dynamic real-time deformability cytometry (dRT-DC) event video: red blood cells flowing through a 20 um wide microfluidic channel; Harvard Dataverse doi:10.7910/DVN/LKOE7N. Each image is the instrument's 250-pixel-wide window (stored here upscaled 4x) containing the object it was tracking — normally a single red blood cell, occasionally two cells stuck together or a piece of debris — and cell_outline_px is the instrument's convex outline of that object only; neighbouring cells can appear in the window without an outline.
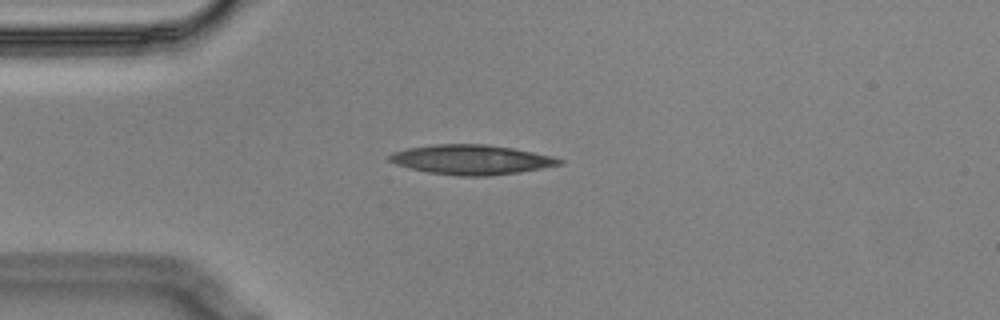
{"species": "Egyptian fruit bat (a non-hibernating species)", "species_latin": "Rousettus aegyptiacus", "temperature_condition": "cold", "stored_images_in_passage": 45, "camera_frame_rate_fps": 3000, "um_per_image_px": 0.085, "animal": {"sex": "male"}, "frame": {"image": 1, "passage_image": 9, "time_ms": 2.667, "image_size_px": [1000, 320], "cell_outline_px": [[564, 160], [560, 164], [540, 168], [516, 172], [484, 176], [460, 176], [428, 172], [396, 164], [388, 160], [388, 156], [392, 152], [408, 148], [436, 144], [488, 144], [512, 148], [552, 156]], "centroid_in_image_um": [40.03, 13.56], "position_along_channel_um": 45.0, "area_um2": 28.96}}
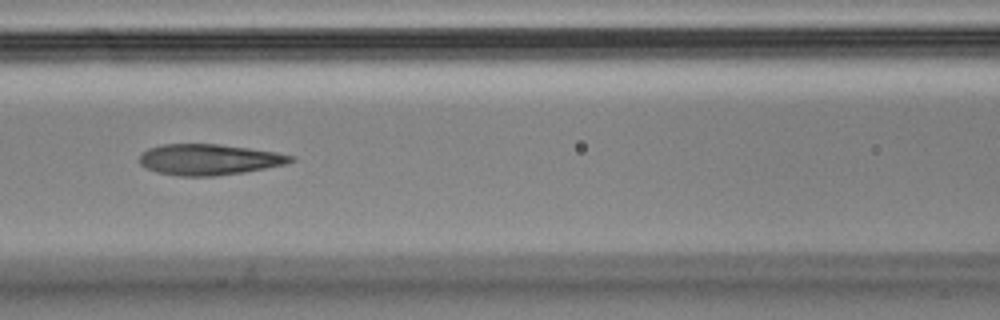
{"frame": {"image": 2, "passage_image": 19, "time_ms": 6.0, "image_size_px": [1000, 320], "cell_outline_px": [[296, 160], [284, 164], [244, 172], [216, 176], [180, 176], [156, 172], [140, 164], [140, 156], [148, 148], [160, 144], [220, 144], [276, 152], [292, 156]], "centroid_in_image_um": [17.75, 13.56], "position_along_channel_um": 148.9, "area_um2": 27.05}}
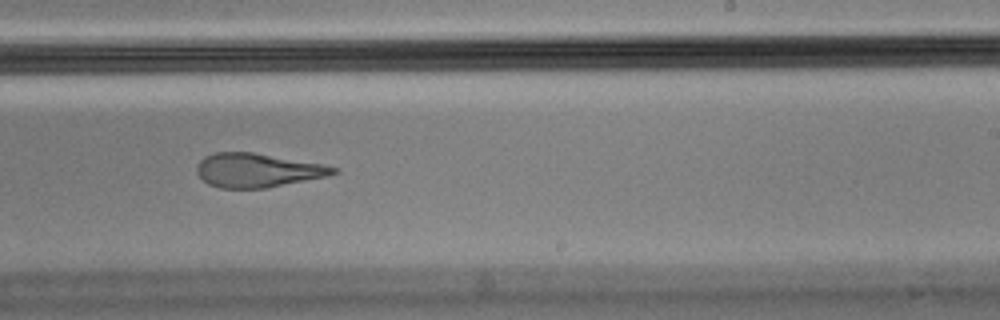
{"frame": {"image": 3, "passage_image": 29, "time_ms": 9.333, "image_size_px": [1000, 320], "cell_outline_px": [[340, 172], [328, 176], [264, 188], [220, 188], [208, 184], [196, 172], [196, 164], [204, 156], [216, 152], [252, 152], [320, 164], [340, 168]], "centroid_in_image_um": [21.86, 14.47], "position_along_channel_um": 267.1, "area_um2": 26.82}, "authors_computed_cell_mechanics": {"area_um2": 28.3798, "velocity_mm_per_s": 3.5563, "shape_relaxation_time_tau1_ms": null, "shape_relaxation_time_tau2_ms": 2.6554, "deformation_change_tau1": null, "deformation_change_tau2": 0.1245}}